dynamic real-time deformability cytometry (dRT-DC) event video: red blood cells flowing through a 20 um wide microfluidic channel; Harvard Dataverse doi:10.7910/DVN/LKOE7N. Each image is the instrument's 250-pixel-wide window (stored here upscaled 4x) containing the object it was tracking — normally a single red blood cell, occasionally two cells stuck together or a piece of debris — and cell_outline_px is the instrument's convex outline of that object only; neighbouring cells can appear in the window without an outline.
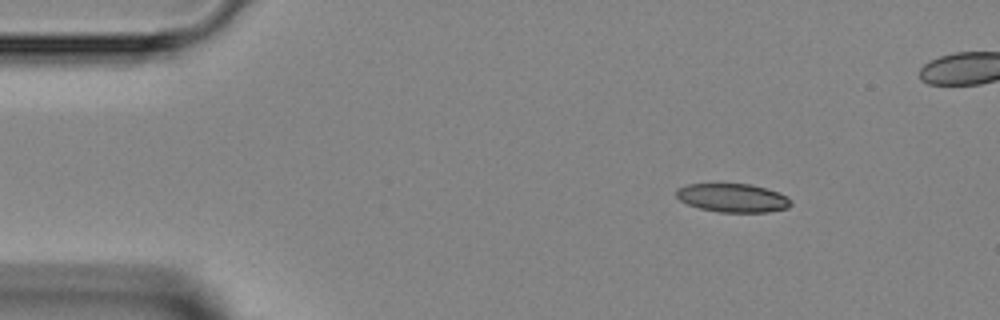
{"species": "Egyptian fruit bat (a non-hibernating species)", "species_latin": "Rousettus aegyptiacus", "temperature_condition": "room temperature", "stored_images_in_passage": 47, "camera_frame_rate_fps": 3000, "um_per_image_px": 0.085, "animal": {"sex": "female"}, "frame": {"image": 1, "passage_image": 6, "time_ms": 1.667, "image_size_px": [1000, 320], "cell_outline_px": [[792, 204], [788, 208], [768, 212], [720, 212], [700, 208], [688, 204], [680, 200], [676, 196], [676, 188], [688, 184], [748, 184], [768, 188], [780, 192], [788, 196], [792, 200]], "centroid_in_image_um": [62.33, 16.82], "position_along_channel_um": 22.7, "area_um2": 19.25}}
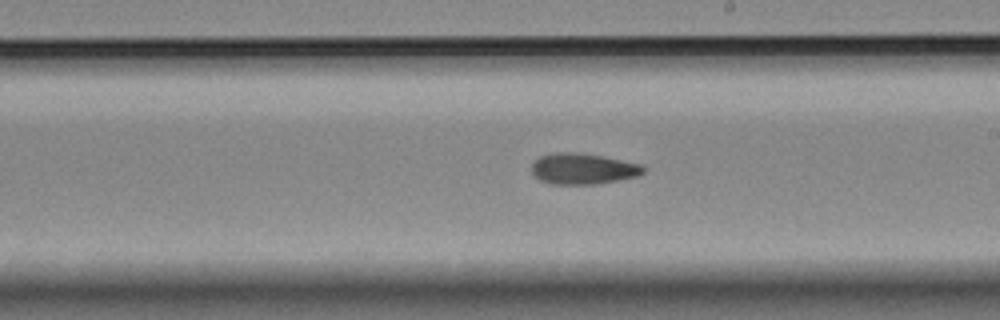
{"frame": {"image": 2, "passage_image": 26, "time_ms": 8.333, "image_size_px": [1000, 320], "cell_outline_px": [[644, 172], [636, 176], [596, 184], [552, 184], [540, 180], [532, 172], [532, 164], [540, 156], [556, 152], [568, 152], [600, 156], [640, 164], [644, 168]], "centroid_in_image_um": [49.51, 14.35], "position_along_channel_um": 239.5, "area_um2": 19.65}}
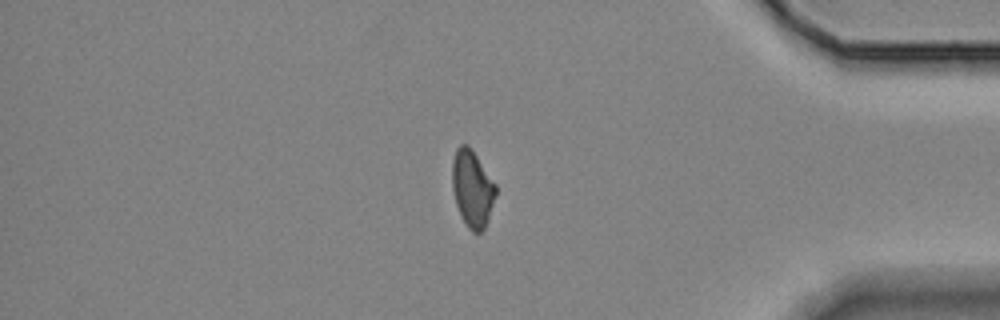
{"frame": {"image": 3, "passage_image": 39, "time_ms": 12.667, "image_size_px": [1000, 320], "cell_outline_px": [[496, 196], [484, 228], [480, 232], [472, 232], [468, 228], [456, 204], [452, 188], [452, 160], [456, 148], [460, 144], [468, 144], [472, 148], [496, 184]], "centroid_in_image_um": [40.14, 15.97], "position_along_channel_um": 395.1, "area_um2": 19.48}}